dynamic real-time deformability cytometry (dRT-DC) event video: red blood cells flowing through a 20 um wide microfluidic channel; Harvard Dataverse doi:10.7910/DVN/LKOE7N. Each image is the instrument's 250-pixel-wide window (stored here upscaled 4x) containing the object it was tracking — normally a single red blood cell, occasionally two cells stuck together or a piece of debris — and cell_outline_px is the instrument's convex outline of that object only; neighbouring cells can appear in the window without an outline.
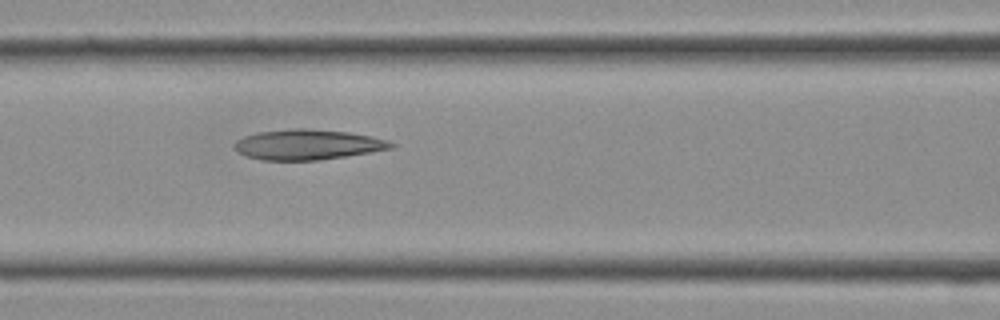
{"species": "Egyptian fruit bat (a non-hibernating species)", "species_latin": "Rousettus aegyptiacus", "temperature_condition": "cold", "stored_images_in_passage": 12, "camera_frame_rate_fps": 3000, "um_per_image_px": 0.085, "frame": {"image": 1, "passage_image": 12, "time_ms": 3.667, "image_size_px": [1000, 320], "cell_outline_px": [[396, 144], [392, 148], [320, 160], [260, 160], [244, 156], [236, 152], [232, 144], [236, 140], [244, 136], [256, 132], [292, 128], [304, 128], [348, 132], [372, 136], [388, 140]], "centroid_in_image_um": [26.07, 12.28], "position_along_channel_um": 140.5, "area_um2": 27.8}}